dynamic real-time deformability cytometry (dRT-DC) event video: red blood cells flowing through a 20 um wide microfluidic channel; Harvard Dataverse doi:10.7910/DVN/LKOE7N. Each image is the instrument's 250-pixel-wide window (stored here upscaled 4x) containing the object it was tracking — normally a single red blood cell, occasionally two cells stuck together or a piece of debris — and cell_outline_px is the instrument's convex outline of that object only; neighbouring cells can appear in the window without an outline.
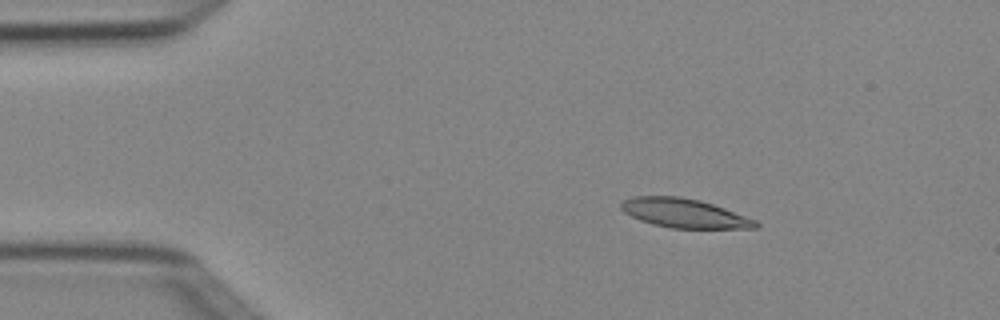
{"species": "Egyptian fruit bat (a non-hibernating species)", "species_latin": "Rousettus aegyptiacus", "temperature_condition": "cold", "stored_images_in_passage": 6, "camera_frame_rate_fps": 3000, "um_per_image_px": 0.085, "animal": {"sex": "female"}, "frame": {"image": 1, "passage_image": 3, "time_ms": 0.667, "image_size_px": [1000, 320], "cell_outline_px": [[760, 224], [756, 228], [672, 228], [652, 224], [640, 220], [624, 212], [620, 208], [620, 204], [624, 200], [636, 196], [680, 196], [700, 200], [724, 208], [756, 220]], "centroid_in_image_um": [58.15, 18.12], "position_along_channel_um": 26.8, "area_um2": 22.66}}
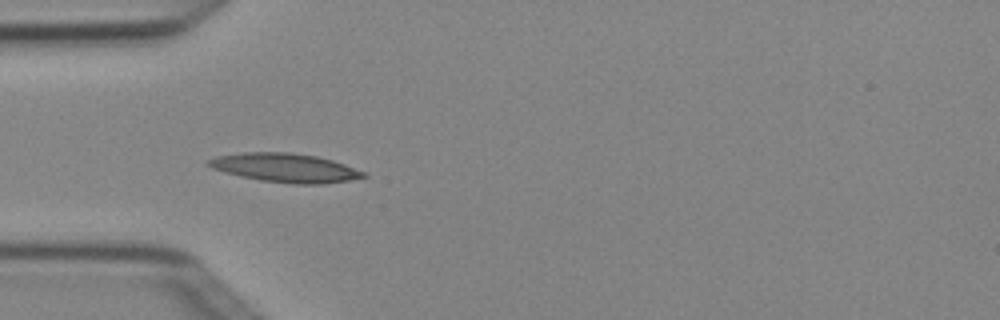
{"frame": {"image": 2, "passage_image": 5, "time_ms": 1.333, "image_size_px": [1000, 320], "cell_outline_px": [[368, 176], [348, 180], [320, 184], [292, 184], [260, 180], [240, 176], [224, 172], [212, 168], [204, 164], [208, 160], [216, 156], [244, 152], [288, 152], [316, 156], [332, 160], [368, 172]], "centroid_in_image_um": [24.24, 14.26], "position_along_channel_um": 60.8, "area_um2": 26.13}}
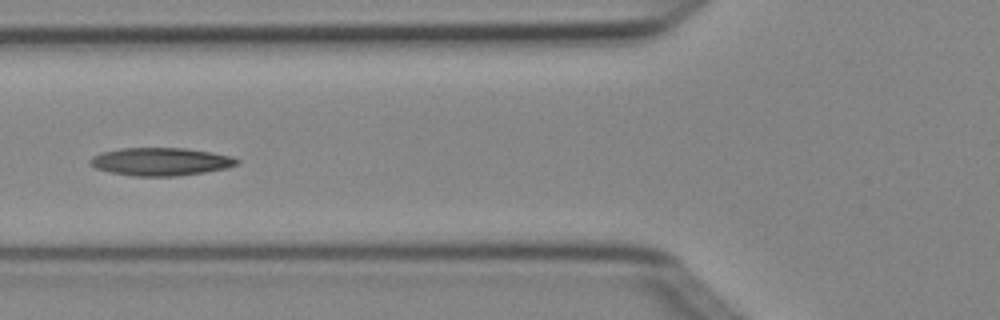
{"frame": {"image": 3, "passage_image": 6, "time_ms": 1.667, "image_size_px": [1000, 320], "cell_outline_px": [[240, 164], [228, 168], [204, 172], [176, 176], [136, 176], [108, 172], [96, 168], [88, 164], [88, 160], [92, 156], [100, 152], [120, 148], [184, 148], [212, 152], [232, 156], [240, 160]], "centroid_in_image_um": [13.65, 13.73], "position_along_channel_um": 112.2, "area_um2": 24.16}}